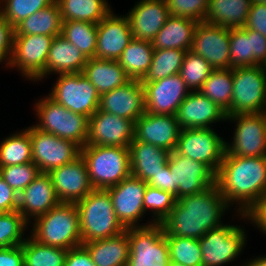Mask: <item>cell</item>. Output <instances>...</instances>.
I'll list each match as a JSON object with an SVG mask.
<instances>
[{"label":"cell","instance_id":"1","mask_svg":"<svg viewBox=\"0 0 266 266\" xmlns=\"http://www.w3.org/2000/svg\"><path fill=\"white\" fill-rule=\"evenodd\" d=\"M215 184L242 219L266 197V156L240 157L225 154L215 175Z\"/></svg>","mask_w":266,"mask_h":266},{"label":"cell","instance_id":"2","mask_svg":"<svg viewBox=\"0 0 266 266\" xmlns=\"http://www.w3.org/2000/svg\"><path fill=\"white\" fill-rule=\"evenodd\" d=\"M228 209L230 206L214 184L206 190L177 199L161 225L166 237L200 239L224 223L221 219Z\"/></svg>","mask_w":266,"mask_h":266},{"label":"cell","instance_id":"3","mask_svg":"<svg viewBox=\"0 0 266 266\" xmlns=\"http://www.w3.org/2000/svg\"><path fill=\"white\" fill-rule=\"evenodd\" d=\"M33 221L29 234L41 244L67 250L82 245L79 212L75 203L60 202Z\"/></svg>","mask_w":266,"mask_h":266},{"label":"cell","instance_id":"4","mask_svg":"<svg viewBox=\"0 0 266 266\" xmlns=\"http://www.w3.org/2000/svg\"><path fill=\"white\" fill-rule=\"evenodd\" d=\"M75 205L79 212L82 243L105 239L126 230L115 214L106 189H93Z\"/></svg>","mask_w":266,"mask_h":266},{"label":"cell","instance_id":"5","mask_svg":"<svg viewBox=\"0 0 266 266\" xmlns=\"http://www.w3.org/2000/svg\"><path fill=\"white\" fill-rule=\"evenodd\" d=\"M94 189H107L131 175L129 147L90 145L80 148Z\"/></svg>","mask_w":266,"mask_h":266},{"label":"cell","instance_id":"6","mask_svg":"<svg viewBox=\"0 0 266 266\" xmlns=\"http://www.w3.org/2000/svg\"><path fill=\"white\" fill-rule=\"evenodd\" d=\"M34 109L39 121L33 125L35 128L62 139L73 141L80 148L85 146L88 133V117L66 109L49 96L39 99Z\"/></svg>","mask_w":266,"mask_h":266},{"label":"cell","instance_id":"7","mask_svg":"<svg viewBox=\"0 0 266 266\" xmlns=\"http://www.w3.org/2000/svg\"><path fill=\"white\" fill-rule=\"evenodd\" d=\"M266 112V68L264 65L233 69L231 108L227 115Z\"/></svg>","mask_w":266,"mask_h":266},{"label":"cell","instance_id":"8","mask_svg":"<svg viewBox=\"0 0 266 266\" xmlns=\"http://www.w3.org/2000/svg\"><path fill=\"white\" fill-rule=\"evenodd\" d=\"M48 96L66 109L88 118L99 109L100 95L83 73L59 74Z\"/></svg>","mask_w":266,"mask_h":266},{"label":"cell","instance_id":"9","mask_svg":"<svg viewBox=\"0 0 266 266\" xmlns=\"http://www.w3.org/2000/svg\"><path fill=\"white\" fill-rule=\"evenodd\" d=\"M239 225L222 224L198 239L202 266H222L234 261L244 250L247 234Z\"/></svg>","mask_w":266,"mask_h":266},{"label":"cell","instance_id":"10","mask_svg":"<svg viewBox=\"0 0 266 266\" xmlns=\"http://www.w3.org/2000/svg\"><path fill=\"white\" fill-rule=\"evenodd\" d=\"M130 255L127 266H168L167 238L161 224L128 228Z\"/></svg>","mask_w":266,"mask_h":266},{"label":"cell","instance_id":"11","mask_svg":"<svg viewBox=\"0 0 266 266\" xmlns=\"http://www.w3.org/2000/svg\"><path fill=\"white\" fill-rule=\"evenodd\" d=\"M225 142L212 128L181 129L175 151L204 163L216 174L226 152Z\"/></svg>","mask_w":266,"mask_h":266},{"label":"cell","instance_id":"12","mask_svg":"<svg viewBox=\"0 0 266 266\" xmlns=\"http://www.w3.org/2000/svg\"><path fill=\"white\" fill-rule=\"evenodd\" d=\"M236 123L232 142H225L228 155L240 157L266 156V112L227 115Z\"/></svg>","mask_w":266,"mask_h":266},{"label":"cell","instance_id":"13","mask_svg":"<svg viewBox=\"0 0 266 266\" xmlns=\"http://www.w3.org/2000/svg\"><path fill=\"white\" fill-rule=\"evenodd\" d=\"M54 37L46 35H14L9 67L33 82L45 75V66Z\"/></svg>","mask_w":266,"mask_h":266},{"label":"cell","instance_id":"14","mask_svg":"<svg viewBox=\"0 0 266 266\" xmlns=\"http://www.w3.org/2000/svg\"><path fill=\"white\" fill-rule=\"evenodd\" d=\"M147 185V182L129 175L117 185L106 189L112 200L115 214L126 229L154 224L153 222H148L141 225L139 222L145 214L143 202Z\"/></svg>","mask_w":266,"mask_h":266},{"label":"cell","instance_id":"15","mask_svg":"<svg viewBox=\"0 0 266 266\" xmlns=\"http://www.w3.org/2000/svg\"><path fill=\"white\" fill-rule=\"evenodd\" d=\"M32 162L42 173H49L80 155V147L73 141L42 132L30 126Z\"/></svg>","mask_w":266,"mask_h":266},{"label":"cell","instance_id":"16","mask_svg":"<svg viewBox=\"0 0 266 266\" xmlns=\"http://www.w3.org/2000/svg\"><path fill=\"white\" fill-rule=\"evenodd\" d=\"M168 165L173 175V195L176 199L193 195L215 184V173L204 163L170 152Z\"/></svg>","mask_w":266,"mask_h":266},{"label":"cell","instance_id":"17","mask_svg":"<svg viewBox=\"0 0 266 266\" xmlns=\"http://www.w3.org/2000/svg\"><path fill=\"white\" fill-rule=\"evenodd\" d=\"M135 122L97 109L88 120L85 146L129 147L134 139Z\"/></svg>","mask_w":266,"mask_h":266},{"label":"cell","instance_id":"18","mask_svg":"<svg viewBox=\"0 0 266 266\" xmlns=\"http://www.w3.org/2000/svg\"><path fill=\"white\" fill-rule=\"evenodd\" d=\"M142 84L145 112L157 115H176L180 104L191 92L179 73Z\"/></svg>","mask_w":266,"mask_h":266},{"label":"cell","instance_id":"19","mask_svg":"<svg viewBox=\"0 0 266 266\" xmlns=\"http://www.w3.org/2000/svg\"><path fill=\"white\" fill-rule=\"evenodd\" d=\"M190 51L201 55L214 70L230 68V29L198 22Z\"/></svg>","mask_w":266,"mask_h":266},{"label":"cell","instance_id":"20","mask_svg":"<svg viewBox=\"0 0 266 266\" xmlns=\"http://www.w3.org/2000/svg\"><path fill=\"white\" fill-rule=\"evenodd\" d=\"M48 174L60 202L76 203L94 189L81 155L72 162L53 169Z\"/></svg>","mask_w":266,"mask_h":266},{"label":"cell","instance_id":"21","mask_svg":"<svg viewBox=\"0 0 266 266\" xmlns=\"http://www.w3.org/2000/svg\"><path fill=\"white\" fill-rule=\"evenodd\" d=\"M133 39L127 16L111 10L97 24L95 58L117 61Z\"/></svg>","mask_w":266,"mask_h":266},{"label":"cell","instance_id":"22","mask_svg":"<svg viewBox=\"0 0 266 266\" xmlns=\"http://www.w3.org/2000/svg\"><path fill=\"white\" fill-rule=\"evenodd\" d=\"M181 128L176 115L144 112L135 122L134 139L172 152L177 147Z\"/></svg>","mask_w":266,"mask_h":266},{"label":"cell","instance_id":"23","mask_svg":"<svg viewBox=\"0 0 266 266\" xmlns=\"http://www.w3.org/2000/svg\"><path fill=\"white\" fill-rule=\"evenodd\" d=\"M101 111L136 122L145 112L144 86L140 80H130L124 86L100 96Z\"/></svg>","mask_w":266,"mask_h":266},{"label":"cell","instance_id":"24","mask_svg":"<svg viewBox=\"0 0 266 266\" xmlns=\"http://www.w3.org/2000/svg\"><path fill=\"white\" fill-rule=\"evenodd\" d=\"M181 129L212 128V124L227 121L226 112L199 91H191L176 113Z\"/></svg>","mask_w":266,"mask_h":266},{"label":"cell","instance_id":"25","mask_svg":"<svg viewBox=\"0 0 266 266\" xmlns=\"http://www.w3.org/2000/svg\"><path fill=\"white\" fill-rule=\"evenodd\" d=\"M126 16L133 38L152 42L170 14L165 0H139Z\"/></svg>","mask_w":266,"mask_h":266},{"label":"cell","instance_id":"26","mask_svg":"<svg viewBox=\"0 0 266 266\" xmlns=\"http://www.w3.org/2000/svg\"><path fill=\"white\" fill-rule=\"evenodd\" d=\"M60 203L48 173H40L19 193L17 210L29 222Z\"/></svg>","mask_w":266,"mask_h":266},{"label":"cell","instance_id":"27","mask_svg":"<svg viewBox=\"0 0 266 266\" xmlns=\"http://www.w3.org/2000/svg\"><path fill=\"white\" fill-rule=\"evenodd\" d=\"M131 175L148 182L168 163L170 152L164 148L133 140L129 145Z\"/></svg>","mask_w":266,"mask_h":266},{"label":"cell","instance_id":"28","mask_svg":"<svg viewBox=\"0 0 266 266\" xmlns=\"http://www.w3.org/2000/svg\"><path fill=\"white\" fill-rule=\"evenodd\" d=\"M87 58L62 35L55 36L48 52L45 66L46 78L50 74L82 73Z\"/></svg>","mask_w":266,"mask_h":266},{"label":"cell","instance_id":"29","mask_svg":"<svg viewBox=\"0 0 266 266\" xmlns=\"http://www.w3.org/2000/svg\"><path fill=\"white\" fill-rule=\"evenodd\" d=\"M82 245L96 266H127L130 255L128 228L117 235Z\"/></svg>","mask_w":266,"mask_h":266},{"label":"cell","instance_id":"30","mask_svg":"<svg viewBox=\"0 0 266 266\" xmlns=\"http://www.w3.org/2000/svg\"><path fill=\"white\" fill-rule=\"evenodd\" d=\"M82 73L100 96L116 87L124 86L131 80L118 61L95 57L87 59Z\"/></svg>","mask_w":266,"mask_h":266},{"label":"cell","instance_id":"31","mask_svg":"<svg viewBox=\"0 0 266 266\" xmlns=\"http://www.w3.org/2000/svg\"><path fill=\"white\" fill-rule=\"evenodd\" d=\"M197 24L196 20L170 15L152 41L154 49L190 50Z\"/></svg>","mask_w":266,"mask_h":266},{"label":"cell","instance_id":"32","mask_svg":"<svg viewBox=\"0 0 266 266\" xmlns=\"http://www.w3.org/2000/svg\"><path fill=\"white\" fill-rule=\"evenodd\" d=\"M251 6V0H208L204 22L229 29L242 28Z\"/></svg>","mask_w":266,"mask_h":266},{"label":"cell","instance_id":"33","mask_svg":"<svg viewBox=\"0 0 266 266\" xmlns=\"http://www.w3.org/2000/svg\"><path fill=\"white\" fill-rule=\"evenodd\" d=\"M62 18L56 1L19 22L15 35H46L55 37L61 34Z\"/></svg>","mask_w":266,"mask_h":266},{"label":"cell","instance_id":"34","mask_svg":"<svg viewBox=\"0 0 266 266\" xmlns=\"http://www.w3.org/2000/svg\"><path fill=\"white\" fill-rule=\"evenodd\" d=\"M152 42L132 39L117 60L131 80L142 81L152 63Z\"/></svg>","mask_w":266,"mask_h":266},{"label":"cell","instance_id":"35","mask_svg":"<svg viewBox=\"0 0 266 266\" xmlns=\"http://www.w3.org/2000/svg\"><path fill=\"white\" fill-rule=\"evenodd\" d=\"M62 21H83L98 24L112 9L106 0H55Z\"/></svg>","mask_w":266,"mask_h":266},{"label":"cell","instance_id":"36","mask_svg":"<svg viewBox=\"0 0 266 266\" xmlns=\"http://www.w3.org/2000/svg\"><path fill=\"white\" fill-rule=\"evenodd\" d=\"M32 162L30 127L0 142V167Z\"/></svg>","mask_w":266,"mask_h":266},{"label":"cell","instance_id":"37","mask_svg":"<svg viewBox=\"0 0 266 266\" xmlns=\"http://www.w3.org/2000/svg\"><path fill=\"white\" fill-rule=\"evenodd\" d=\"M226 113L231 108L233 92V69L213 70L199 90Z\"/></svg>","mask_w":266,"mask_h":266},{"label":"cell","instance_id":"38","mask_svg":"<svg viewBox=\"0 0 266 266\" xmlns=\"http://www.w3.org/2000/svg\"><path fill=\"white\" fill-rule=\"evenodd\" d=\"M88 59L95 57L97 24L83 21H63L61 34Z\"/></svg>","mask_w":266,"mask_h":266},{"label":"cell","instance_id":"39","mask_svg":"<svg viewBox=\"0 0 266 266\" xmlns=\"http://www.w3.org/2000/svg\"><path fill=\"white\" fill-rule=\"evenodd\" d=\"M24 266H64L68 250L47 246L29 236L23 243Z\"/></svg>","mask_w":266,"mask_h":266},{"label":"cell","instance_id":"40","mask_svg":"<svg viewBox=\"0 0 266 266\" xmlns=\"http://www.w3.org/2000/svg\"><path fill=\"white\" fill-rule=\"evenodd\" d=\"M186 52L180 49H154L149 71L141 82L157 81L178 74Z\"/></svg>","mask_w":266,"mask_h":266},{"label":"cell","instance_id":"41","mask_svg":"<svg viewBox=\"0 0 266 266\" xmlns=\"http://www.w3.org/2000/svg\"><path fill=\"white\" fill-rule=\"evenodd\" d=\"M213 70L211 64L201 55L188 50L179 74L190 91H199Z\"/></svg>","mask_w":266,"mask_h":266},{"label":"cell","instance_id":"42","mask_svg":"<svg viewBox=\"0 0 266 266\" xmlns=\"http://www.w3.org/2000/svg\"><path fill=\"white\" fill-rule=\"evenodd\" d=\"M28 224L18 210L0 213V248L21 245L27 239L23 235Z\"/></svg>","mask_w":266,"mask_h":266},{"label":"cell","instance_id":"43","mask_svg":"<svg viewBox=\"0 0 266 266\" xmlns=\"http://www.w3.org/2000/svg\"><path fill=\"white\" fill-rule=\"evenodd\" d=\"M170 261L186 266H202V252L198 239L166 237Z\"/></svg>","mask_w":266,"mask_h":266},{"label":"cell","instance_id":"44","mask_svg":"<svg viewBox=\"0 0 266 266\" xmlns=\"http://www.w3.org/2000/svg\"><path fill=\"white\" fill-rule=\"evenodd\" d=\"M176 200L171 192L147 185L144 193L143 207L145 213L150 210L152 211L150 213L153 215V219L151 218L149 221L154 224H161L169 216Z\"/></svg>","mask_w":266,"mask_h":266},{"label":"cell","instance_id":"45","mask_svg":"<svg viewBox=\"0 0 266 266\" xmlns=\"http://www.w3.org/2000/svg\"><path fill=\"white\" fill-rule=\"evenodd\" d=\"M54 1L55 0H0V14L15 27L19 22L33 13L48 7Z\"/></svg>","mask_w":266,"mask_h":266},{"label":"cell","instance_id":"46","mask_svg":"<svg viewBox=\"0 0 266 266\" xmlns=\"http://www.w3.org/2000/svg\"><path fill=\"white\" fill-rule=\"evenodd\" d=\"M251 54L250 38L248 29H230V68L257 66Z\"/></svg>","mask_w":266,"mask_h":266},{"label":"cell","instance_id":"47","mask_svg":"<svg viewBox=\"0 0 266 266\" xmlns=\"http://www.w3.org/2000/svg\"><path fill=\"white\" fill-rule=\"evenodd\" d=\"M40 173L38 166L33 162L0 167V176L17 194L24 190Z\"/></svg>","mask_w":266,"mask_h":266},{"label":"cell","instance_id":"48","mask_svg":"<svg viewBox=\"0 0 266 266\" xmlns=\"http://www.w3.org/2000/svg\"><path fill=\"white\" fill-rule=\"evenodd\" d=\"M169 14L187 17L204 22L208 9V0H165Z\"/></svg>","mask_w":266,"mask_h":266},{"label":"cell","instance_id":"49","mask_svg":"<svg viewBox=\"0 0 266 266\" xmlns=\"http://www.w3.org/2000/svg\"><path fill=\"white\" fill-rule=\"evenodd\" d=\"M244 27L259 32L266 37V5L252 3Z\"/></svg>","mask_w":266,"mask_h":266},{"label":"cell","instance_id":"50","mask_svg":"<svg viewBox=\"0 0 266 266\" xmlns=\"http://www.w3.org/2000/svg\"><path fill=\"white\" fill-rule=\"evenodd\" d=\"M250 38L251 54L258 65L266 64V37L261 33L248 29Z\"/></svg>","mask_w":266,"mask_h":266},{"label":"cell","instance_id":"51","mask_svg":"<svg viewBox=\"0 0 266 266\" xmlns=\"http://www.w3.org/2000/svg\"><path fill=\"white\" fill-rule=\"evenodd\" d=\"M18 196L0 176V213L17 210Z\"/></svg>","mask_w":266,"mask_h":266},{"label":"cell","instance_id":"52","mask_svg":"<svg viewBox=\"0 0 266 266\" xmlns=\"http://www.w3.org/2000/svg\"><path fill=\"white\" fill-rule=\"evenodd\" d=\"M64 266H96L88 250L83 246H77L68 250Z\"/></svg>","mask_w":266,"mask_h":266},{"label":"cell","instance_id":"53","mask_svg":"<svg viewBox=\"0 0 266 266\" xmlns=\"http://www.w3.org/2000/svg\"><path fill=\"white\" fill-rule=\"evenodd\" d=\"M0 266H24L22 244L0 248Z\"/></svg>","mask_w":266,"mask_h":266},{"label":"cell","instance_id":"54","mask_svg":"<svg viewBox=\"0 0 266 266\" xmlns=\"http://www.w3.org/2000/svg\"><path fill=\"white\" fill-rule=\"evenodd\" d=\"M147 184L151 187L159 188L173 194V175L171 174L168 163L163 167V170L155 174Z\"/></svg>","mask_w":266,"mask_h":266},{"label":"cell","instance_id":"55","mask_svg":"<svg viewBox=\"0 0 266 266\" xmlns=\"http://www.w3.org/2000/svg\"><path fill=\"white\" fill-rule=\"evenodd\" d=\"M248 222L250 221L266 235V197H264L258 205L247 215Z\"/></svg>","mask_w":266,"mask_h":266},{"label":"cell","instance_id":"56","mask_svg":"<svg viewBox=\"0 0 266 266\" xmlns=\"http://www.w3.org/2000/svg\"><path fill=\"white\" fill-rule=\"evenodd\" d=\"M14 27L0 14V48H13Z\"/></svg>","mask_w":266,"mask_h":266},{"label":"cell","instance_id":"57","mask_svg":"<svg viewBox=\"0 0 266 266\" xmlns=\"http://www.w3.org/2000/svg\"><path fill=\"white\" fill-rule=\"evenodd\" d=\"M12 51L13 48H0V64L5 61L3 64H5L7 68L9 67Z\"/></svg>","mask_w":266,"mask_h":266},{"label":"cell","instance_id":"58","mask_svg":"<svg viewBox=\"0 0 266 266\" xmlns=\"http://www.w3.org/2000/svg\"><path fill=\"white\" fill-rule=\"evenodd\" d=\"M243 266H266V255L255 256L254 259H250V261H247Z\"/></svg>","mask_w":266,"mask_h":266},{"label":"cell","instance_id":"59","mask_svg":"<svg viewBox=\"0 0 266 266\" xmlns=\"http://www.w3.org/2000/svg\"><path fill=\"white\" fill-rule=\"evenodd\" d=\"M168 266H186V265L175 261H170Z\"/></svg>","mask_w":266,"mask_h":266},{"label":"cell","instance_id":"60","mask_svg":"<svg viewBox=\"0 0 266 266\" xmlns=\"http://www.w3.org/2000/svg\"><path fill=\"white\" fill-rule=\"evenodd\" d=\"M252 3H261L266 5V0H251Z\"/></svg>","mask_w":266,"mask_h":266}]
</instances>
